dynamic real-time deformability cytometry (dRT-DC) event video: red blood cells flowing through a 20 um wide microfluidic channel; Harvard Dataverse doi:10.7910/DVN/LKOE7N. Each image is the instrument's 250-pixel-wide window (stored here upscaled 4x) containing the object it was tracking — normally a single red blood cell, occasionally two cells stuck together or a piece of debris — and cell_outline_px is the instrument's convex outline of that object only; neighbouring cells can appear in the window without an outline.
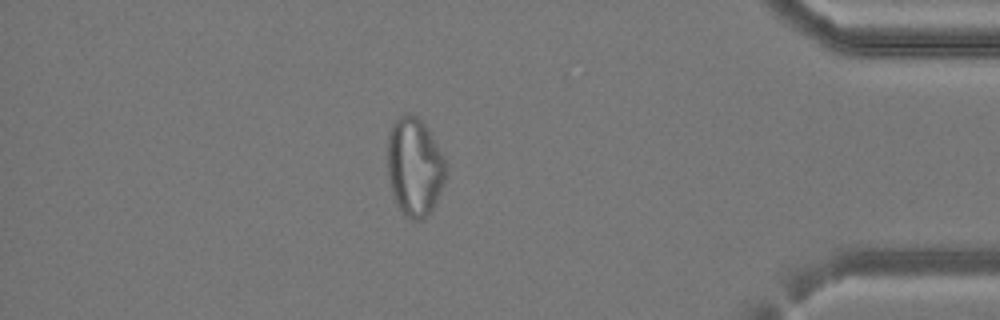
{"species": "common noctule bat (a hibernating species)", "species_latin": "Nyctalus noctula", "temperature_condition": "cold", "stored_images_in_passage": 39, "camera_frame_rate_fps": 3000, "um_per_image_px": 0.085, "animal": {"sex": "female", "body_mass_g": 24.6, "forearm_length_mm": 56.2}, "frame": {"image": 1, "passage_image": 34, "time_ms": 11.0, "image_size_px": [1000, 320], "cell_outline_px": [[448, 172], [444, 184], [432, 208], [420, 220], [412, 220], [396, 204], [388, 176], [388, 132], [392, 124], [400, 116], [408, 112], [416, 116], [428, 128], [444, 160]], "centroid_in_image_um": [35.23, 14.15], "position_along_channel_um": 400.0, "area_um2": 33.06}}